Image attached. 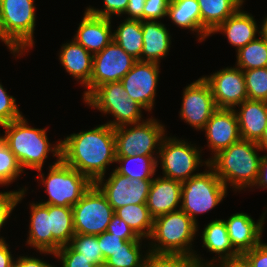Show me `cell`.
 <instances>
[{
    "label": "cell",
    "mask_w": 267,
    "mask_h": 267,
    "mask_svg": "<svg viewBox=\"0 0 267 267\" xmlns=\"http://www.w3.org/2000/svg\"><path fill=\"white\" fill-rule=\"evenodd\" d=\"M60 141L61 159L93 183L105 177L107 166L116 162L114 128L107 123Z\"/></svg>",
    "instance_id": "cell-1"
},
{
    "label": "cell",
    "mask_w": 267,
    "mask_h": 267,
    "mask_svg": "<svg viewBox=\"0 0 267 267\" xmlns=\"http://www.w3.org/2000/svg\"><path fill=\"white\" fill-rule=\"evenodd\" d=\"M257 151H262L257 142L240 139L207 159L208 165L227 188L244 190L254 187L257 180L262 157Z\"/></svg>",
    "instance_id": "cell-2"
},
{
    "label": "cell",
    "mask_w": 267,
    "mask_h": 267,
    "mask_svg": "<svg viewBox=\"0 0 267 267\" xmlns=\"http://www.w3.org/2000/svg\"><path fill=\"white\" fill-rule=\"evenodd\" d=\"M1 127L5 129V134L0 137L15 155L23 171L27 167L41 173L49 152L61 158V141L52 145L48 140L47 128L30 127L24 116Z\"/></svg>",
    "instance_id": "cell-3"
},
{
    "label": "cell",
    "mask_w": 267,
    "mask_h": 267,
    "mask_svg": "<svg viewBox=\"0 0 267 267\" xmlns=\"http://www.w3.org/2000/svg\"><path fill=\"white\" fill-rule=\"evenodd\" d=\"M197 231L198 225L181 209L161 215L153 219L149 237L152 242L148 243L151 249L148 251L155 254L193 255L202 267H207L206 260H202L192 249Z\"/></svg>",
    "instance_id": "cell-4"
},
{
    "label": "cell",
    "mask_w": 267,
    "mask_h": 267,
    "mask_svg": "<svg viewBox=\"0 0 267 267\" xmlns=\"http://www.w3.org/2000/svg\"><path fill=\"white\" fill-rule=\"evenodd\" d=\"M35 9L34 0H1L0 40L14 56L34 46Z\"/></svg>",
    "instance_id": "cell-5"
},
{
    "label": "cell",
    "mask_w": 267,
    "mask_h": 267,
    "mask_svg": "<svg viewBox=\"0 0 267 267\" xmlns=\"http://www.w3.org/2000/svg\"><path fill=\"white\" fill-rule=\"evenodd\" d=\"M49 166L46 178L44 174H37L41 184L48 194L47 201L39 202L43 205L73 207L94 184L87 176L67 165L61 158H57Z\"/></svg>",
    "instance_id": "cell-6"
},
{
    "label": "cell",
    "mask_w": 267,
    "mask_h": 267,
    "mask_svg": "<svg viewBox=\"0 0 267 267\" xmlns=\"http://www.w3.org/2000/svg\"><path fill=\"white\" fill-rule=\"evenodd\" d=\"M84 102L103 114H111L115 119L107 124L112 128L144 121L141 114L144 108L128 96L120 81L98 86Z\"/></svg>",
    "instance_id": "cell-7"
},
{
    "label": "cell",
    "mask_w": 267,
    "mask_h": 267,
    "mask_svg": "<svg viewBox=\"0 0 267 267\" xmlns=\"http://www.w3.org/2000/svg\"><path fill=\"white\" fill-rule=\"evenodd\" d=\"M209 170L182 182L181 207L196 224V217L202 213H208L219 205L227 195V187L208 165Z\"/></svg>",
    "instance_id": "cell-8"
},
{
    "label": "cell",
    "mask_w": 267,
    "mask_h": 267,
    "mask_svg": "<svg viewBox=\"0 0 267 267\" xmlns=\"http://www.w3.org/2000/svg\"><path fill=\"white\" fill-rule=\"evenodd\" d=\"M114 137L116 157L158 156L165 137V126L153 117L147 118L139 123L114 128Z\"/></svg>",
    "instance_id": "cell-9"
},
{
    "label": "cell",
    "mask_w": 267,
    "mask_h": 267,
    "mask_svg": "<svg viewBox=\"0 0 267 267\" xmlns=\"http://www.w3.org/2000/svg\"><path fill=\"white\" fill-rule=\"evenodd\" d=\"M194 145L184 139L164 137L158 154L163 177L184 182L199 174L194 173L199 166H208L209 161L201 159L202 150Z\"/></svg>",
    "instance_id": "cell-10"
},
{
    "label": "cell",
    "mask_w": 267,
    "mask_h": 267,
    "mask_svg": "<svg viewBox=\"0 0 267 267\" xmlns=\"http://www.w3.org/2000/svg\"><path fill=\"white\" fill-rule=\"evenodd\" d=\"M75 234L100 235L107 231L114 209L106 196L93 184L72 207Z\"/></svg>",
    "instance_id": "cell-11"
},
{
    "label": "cell",
    "mask_w": 267,
    "mask_h": 267,
    "mask_svg": "<svg viewBox=\"0 0 267 267\" xmlns=\"http://www.w3.org/2000/svg\"><path fill=\"white\" fill-rule=\"evenodd\" d=\"M138 60L126 53L114 40L93 56V71L83 100L98 86L120 81Z\"/></svg>",
    "instance_id": "cell-12"
},
{
    "label": "cell",
    "mask_w": 267,
    "mask_h": 267,
    "mask_svg": "<svg viewBox=\"0 0 267 267\" xmlns=\"http://www.w3.org/2000/svg\"><path fill=\"white\" fill-rule=\"evenodd\" d=\"M151 183L152 180L130 179L114 169L107 180L101 177L94 184L115 211L127 205L146 204Z\"/></svg>",
    "instance_id": "cell-13"
},
{
    "label": "cell",
    "mask_w": 267,
    "mask_h": 267,
    "mask_svg": "<svg viewBox=\"0 0 267 267\" xmlns=\"http://www.w3.org/2000/svg\"><path fill=\"white\" fill-rule=\"evenodd\" d=\"M182 95L179 112L181 120L202 131L211 115L217 110L209 84L201 77L188 84Z\"/></svg>",
    "instance_id": "cell-14"
},
{
    "label": "cell",
    "mask_w": 267,
    "mask_h": 267,
    "mask_svg": "<svg viewBox=\"0 0 267 267\" xmlns=\"http://www.w3.org/2000/svg\"><path fill=\"white\" fill-rule=\"evenodd\" d=\"M159 63L137 61L120 80L128 96L141 105L145 111L154 107L159 81Z\"/></svg>",
    "instance_id": "cell-15"
},
{
    "label": "cell",
    "mask_w": 267,
    "mask_h": 267,
    "mask_svg": "<svg viewBox=\"0 0 267 267\" xmlns=\"http://www.w3.org/2000/svg\"><path fill=\"white\" fill-rule=\"evenodd\" d=\"M203 78L209 84L219 109H235L248 99L244 73L238 67L223 68Z\"/></svg>",
    "instance_id": "cell-16"
},
{
    "label": "cell",
    "mask_w": 267,
    "mask_h": 267,
    "mask_svg": "<svg viewBox=\"0 0 267 267\" xmlns=\"http://www.w3.org/2000/svg\"><path fill=\"white\" fill-rule=\"evenodd\" d=\"M207 146L213 156L241 139L234 109H219L211 115L205 127Z\"/></svg>",
    "instance_id": "cell-17"
},
{
    "label": "cell",
    "mask_w": 267,
    "mask_h": 267,
    "mask_svg": "<svg viewBox=\"0 0 267 267\" xmlns=\"http://www.w3.org/2000/svg\"><path fill=\"white\" fill-rule=\"evenodd\" d=\"M266 213L267 210L256 223L250 215L243 212L232 214L224 220L230 242L240 255L261 242Z\"/></svg>",
    "instance_id": "cell-18"
},
{
    "label": "cell",
    "mask_w": 267,
    "mask_h": 267,
    "mask_svg": "<svg viewBox=\"0 0 267 267\" xmlns=\"http://www.w3.org/2000/svg\"><path fill=\"white\" fill-rule=\"evenodd\" d=\"M111 26L110 18L95 16L86 9L73 40L94 55L113 40Z\"/></svg>",
    "instance_id": "cell-19"
},
{
    "label": "cell",
    "mask_w": 267,
    "mask_h": 267,
    "mask_svg": "<svg viewBox=\"0 0 267 267\" xmlns=\"http://www.w3.org/2000/svg\"><path fill=\"white\" fill-rule=\"evenodd\" d=\"M181 187L182 182L177 180L163 176L153 178L146 202L153 219L180 209Z\"/></svg>",
    "instance_id": "cell-20"
},
{
    "label": "cell",
    "mask_w": 267,
    "mask_h": 267,
    "mask_svg": "<svg viewBox=\"0 0 267 267\" xmlns=\"http://www.w3.org/2000/svg\"><path fill=\"white\" fill-rule=\"evenodd\" d=\"M234 109L239 125L241 139L258 142L267 125V102L245 100Z\"/></svg>",
    "instance_id": "cell-21"
},
{
    "label": "cell",
    "mask_w": 267,
    "mask_h": 267,
    "mask_svg": "<svg viewBox=\"0 0 267 267\" xmlns=\"http://www.w3.org/2000/svg\"><path fill=\"white\" fill-rule=\"evenodd\" d=\"M59 60L67 73L86 87L93 71V54L73 39L61 46Z\"/></svg>",
    "instance_id": "cell-22"
},
{
    "label": "cell",
    "mask_w": 267,
    "mask_h": 267,
    "mask_svg": "<svg viewBox=\"0 0 267 267\" xmlns=\"http://www.w3.org/2000/svg\"><path fill=\"white\" fill-rule=\"evenodd\" d=\"M254 17L239 9L235 14L228 17L220 24L211 34L220 32L224 33L231 46L236 47V52L248 43L256 39L258 30Z\"/></svg>",
    "instance_id": "cell-23"
},
{
    "label": "cell",
    "mask_w": 267,
    "mask_h": 267,
    "mask_svg": "<svg viewBox=\"0 0 267 267\" xmlns=\"http://www.w3.org/2000/svg\"><path fill=\"white\" fill-rule=\"evenodd\" d=\"M202 247H206L209 252L218 255L207 261V267H211L216 262L237 259L241 255L233 248L227 232L224 219H215L209 222L202 232ZM218 260V261H217Z\"/></svg>",
    "instance_id": "cell-24"
},
{
    "label": "cell",
    "mask_w": 267,
    "mask_h": 267,
    "mask_svg": "<svg viewBox=\"0 0 267 267\" xmlns=\"http://www.w3.org/2000/svg\"><path fill=\"white\" fill-rule=\"evenodd\" d=\"M142 31L141 61L160 64V60L166 57L171 47V37L167 27L160 21H142Z\"/></svg>",
    "instance_id": "cell-25"
},
{
    "label": "cell",
    "mask_w": 267,
    "mask_h": 267,
    "mask_svg": "<svg viewBox=\"0 0 267 267\" xmlns=\"http://www.w3.org/2000/svg\"><path fill=\"white\" fill-rule=\"evenodd\" d=\"M30 225L29 234L26 243L35 249L40 254H54L53 253V236L50 230L49 223V205L41 203L30 204Z\"/></svg>",
    "instance_id": "cell-26"
},
{
    "label": "cell",
    "mask_w": 267,
    "mask_h": 267,
    "mask_svg": "<svg viewBox=\"0 0 267 267\" xmlns=\"http://www.w3.org/2000/svg\"><path fill=\"white\" fill-rule=\"evenodd\" d=\"M201 14V42L222 24L228 17L235 14L244 0H197Z\"/></svg>",
    "instance_id": "cell-27"
},
{
    "label": "cell",
    "mask_w": 267,
    "mask_h": 267,
    "mask_svg": "<svg viewBox=\"0 0 267 267\" xmlns=\"http://www.w3.org/2000/svg\"><path fill=\"white\" fill-rule=\"evenodd\" d=\"M49 223L53 236V253L69 245L75 235L72 207L49 205Z\"/></svg>",
    "instance_id": "cell-28"
},
{
    "label": "cell",
    "mask_w": 267,
    "mask_h": 267,
    "mask_svg": "<svg viewBox=\"0 0 267 267\" xmlns=\"http://www.w3.org/2000/svg\"><path fill=\"white\" fill-rule=\"evenodd\" d=\"M167 17L178 27L196 32L201 42V14L197 0H170Z\"/></svg>",
    "instance_id": "cell-29"
},
{
    "label": "cell",
    "mask_w": 267,
    "mask_h": 267,
    "mask_svg": "<svg viewBox=\"0 0 267 267\" xmlns=\"http://www.w3.org/2000/svg\"><path fill=\"white\" fill-rule=\"evenodd\" d=\"M113 40L129 55L141 61L143 49L142 21L125 19L113 32Z\"/></svg>",
    "instance_id": "cell-30"
},
{
    "label": "cell",
    "mask_w": 267,
    "mask_h": 267,
    "mask_svg": "<svg viewBox=\"0 0 267 267\" xmlns=\"http://www.w3.org/2000/svg\"><path fill=\"white\" fill-rule=\"evenodd\" d=\"M158 162L157 156L116 157V163L120 166L115 170L130 179L153 180Z\"/></svg>",
    "instance_id": "cell-31"
},
{
    "label": "cell",
    "mask_w": 267,
    "mask_h": 267,
    "mask_svg": "<svg viewBox=\"0 0 267 267\" xmlns=\"http://www.w3.org/2000/svg\"><path fill=\"white\" fill-rule=\"evenodd\" d=\"M115 215L131 227L134 232L145 240L149 239L153 229V218L146 204L127 205L116 209Z\"/></svg>",
    "instance_id": "cell-32"
},
{
    "label": "cell",
    "mask_w": 267,
    "mask_h": 267,
    "mask_svg": "<svg viewBox=\"0 0 267 267\" xmlns=\"http://www.w3.org/2000/svg\"><path fill=\"white\" fill-rule=\"evenodd\" d=\"M236 56V67L243 71L267 67V41L260 35L238 50Z\"/></svg>",
    "instance_id": "cell-33"
},
{
    "label": "cell",
    "mask_w": 267,
    "mask_h": 267,
    "mask_svg": "<svg viewBox=\"0 0 267 267\" xmlns=\"http://www.w3.org/2000/svg\"><path fill=\"white\" fill-rule=\"evenodd\" d=\"M142 240H130L122 244V248L115 251L106 261L107 267H143L146 254L142 251Z\"/></svg>",
    "instance_id": "cell-34"
},
{
    "label": "cell",
    "mask_w": 267,
    "mask_h": 267,
    "mask_svg": "<svg viewBox=\"0 0 267 267\" xmlns=\"http://www.w3.org/2000/svg\"><path fill=\"white\" fill-rule=\"evenodd\" d=\"M69 245L85 259L93 260L94 267L105 265L97 235L75 234Z\"/></svg>",
    "instance_id": "cell-35"
},
{
    "label": "cell",
    "mask_w": 267,
    "mask_h": 267,
    "mask_svg": "<svg viewBox=\"0 0 267 267\" xmlns=\"http://www.w3.org/2000/svg\"><path fill=\"white\" fill-rule=\"evenodd\" d=\"M143 267H202L193 255L148 252Z\"/></svg>",
    "instance_id": "cell-36"
},
{
    "label": "cell",
    "mask_w": 267,
    "mask_h": 267,
    "mask_svg": "<svg viewBox=\"0 0 267 267\" xmlns=\"http://www.w3.org/2000/svg\"><path fill=\"white\" fill-rule=\"evenodd\" d=\"M243 73L248 99L267 102V67L244 70Z\"/></svg>",
    "instance_id": "cell-37"
},
{
    "label": "cell",
    "mask_w": 267,
    "mask_h": 267,
    "mask_svg": "<svg viewBox=\"0 0 267 267\" xmlns=\"http://www.w3.org/2000/svg\"><path fill=\"white\" fill-rule=\"evenodd\" d=\"M23 172L15 155L0 137V185H10Z\"/></svg>",
    "instance_id": "cell-38"
},
{
    "label": "cell",
    "mask_w": 267,
    "mask_h": 267,
    "mask_svg": "<svg viewBox=\"0 0 267 267\" xmlns=\"http://www.w3.org/2000/svg\"><path fill=\"white\" fill-rule=\"evenodd\" d=\"M20 189L19 191L0 192V230L7 222V219L10 217L17 204L25 197L26 188ZM3 240H5V238L0 237V241Z\"/></svg>",
    "instance_id": "cell-39"
},
{
    "label": "cell",
    "mask_w": 267,
    "mask_h": 267,
    "mask_svg": "<svg viewBox=\"0 0 267 267\" xmlns=\"http://www.w3.org/2000/svg\"><path fill=\"white\" fill-rule=\"evenodd\" d=\"M22 116L16 104V98L9 96L0 83V126L17 120Z\"/></svg>",
    "instance_id": "cell-40"
},
{
    "label": "cell",
    "mask_w": 267,
    "mask_h": 267,
    "mask_svg": "<svg viewBox=\"0 0 267 267\" xmlns=\"http://www.w3.org/2000/svg\"><path fill=\"white\" fill-rule=\"evenodd\" d=\"M53 256L59 258L62 267H94L93 260L85 259L70 245L62 246Z\"/></svg>",
    "instance_id": "cell-41"
},
{
    "label": "cell",
    "mask_w": 267,
    "mask_h": 267,
    "mask_svg": "<svg viewBox=\"0 0 267 267\" xmlns=\"http://www.w3.org/2000/svg\"><path fill=\"white\" fill-rule=\"evenodd\" d=\"M102 9H96L94 7H87L86 9L93 15L98 17L110 18L112 19L113 15L122 16L127 7H128V0H103Z\"/></svg>",
    "instance_id": "cell-42"
},
{
    "label": "cell",
    "mask_w": 267,
    "mask_h": 267,
    "mask_svg": "<svg viewBox=\"0 0 267 267\" xmlns=\"http://www.w3.org/2000/svg\"><path fill=\"white\" fill-rule=\"evenodd\" d=\"M170 0H146L143 21H157L167 16Z\"/></svg>",
    "instance_id": "cell-43"
},
{
    "label": "cell",
    "mask_w": 267,
    "mask_h": 267,
    "mask_svg": "<svg viewBox=\"0 0 267 267\" xmlns=\"http://www.w3.org/2000/svg\"><path fill=\"white\" fill-rule=\"evenodd\" d=\"M97 239L99 248L102 250L104 261H106L115 251L122 248V244L126 242V240L107 231L97 235Z\"/></svg>",
    "instance_id": "cell-44"
},
{
    "label": "cell",
    "mask_w": 267,
    "mask_h": 267,
    "mask_svg": "<svg viewBox=\"0 0 267 267\" xmlns=\"http://www.w3.org/2000/svg\"><path fill=\"white\" fill-rule=\"evenodd\" d=\"M107 232L119 236L123 240H143L140 238L134 230L128 226L122 219L115 214L112 216L111 222L108 225Z\"/></svg>",
    "instance_id": "cell-45"
},
{
    "label": "cell",
    "mask_w": 267,
    "mask_h": 267,
    "mask_svg": "<svg viewBox=\"0 0 267 267\" xmlns=\"http://www.w3.org/2000/svg\"><path fill=\"white\" fill-rule=\"evenodd\" d=\"M241 257L250 267H267V243L261 241L251 250L244 252Z\"/></svg>",
    "instance_id": "cell-46"
},
{
    "label": "cell",
    "mask_w": 267,
    "mask_h": 267,
    "mask_svg": "<svg viewBox=\"0 0 267 267\" xmlns=\"http://www.w3.org/2000/svg\"><path fill=\"white\" fill-rule=\"evenodd\" d=\"M146 0H128V7L124 14H128L126 19L143 21V8Z\"/></svg>",
    "instance_id": "cell-47"
},
{
    "label": "cell",
    "mask_w": 267,
    "mask_h": 267,
    "mask_svg": "<svg viewBox=\"0 0 267 267\" xmlns=\"http://www.w3.org/2000/svg\"><path fill=\"white\" fill-rule=\"evenodd\" d=\"M15 265L17 267H55L54 265L52 266L51 264L42 261L41 259L30 256L28 257L26 255L17 257L15 260Z\"/></svg>",
    "instance_id": "cell-48"
},
{
    "label": "cell",
    "mask_w": 267,
    "mask_h": 267,
    "mask_svg": "<svg viewBox=\"0 0 267 267\" xmlns=\"http://www.w3.org/2000/svg\"><path fill=\"white\" fill-rule=\"evenodd\" d=\"M9 249L6 240L0 241V267H12L15 264L13 254Z\"/></svg>",
    "instance_id": "cell-49"
},
{
    "label": "cell",
    "mask_w": 267,
    "mask_h": 267,
    "mask_svg": "<svg viewBox=\"0 0 267 267\" xmlns=\"http://www.w3.org/2000/svg\"><path fill=\"white\" fill-rule=\"evenodd\" d=\"M254 186H257L258 188H267V154L263 155L261 157L260 165H259V171H258V177L254 184Z\"/></svg>",
    "instance_id": "cell-50"
},
{
    "label": "cell",
    "mask_w": 267,
    "mask_h": 267,
    "mask_svg": "<svg viewBox=\"0 0 267 267\" xmlns=\"http://www.w3.org/2000/svg\"><path fill=\"white\" fill-rule=\"evenodd\" d=\"M211 267H250L248 263L242 258L225 260L212 265Z\"/></svg>",
    "instance_id": "cell-51"
},
{
    "label": "cell",
    "mask_w": 267,
    "mask_h": 267,
    "mask_svg": "<svg viewBox=\"0 0 267 267\" xmlns=\"http://www.w3.org/2000/svg\"><path fill=\"white\" fill-rule=\"evenodd\" d=\"M257 144L261 150L267 151V125H266V129L264 130V133L262 135V138L257 142Z\"/></svg>",
    "instance_id": "cell-52"
},
{
    "label": "cell",
    "mask_w": 267,
    "mask_h": 267,
    "mask_svg": "<svg viewBox=\"0 0 267 267\" xmlns=\"http://www.w3.org/2000/svg\"><path fill=\"white\" fill-rule=\"evenodd\" d=\"M261 30L259 35H261L267 41V16L263 19Z\"/></svg>",
    "instance_id": "cell-53"
}]
</instances>
